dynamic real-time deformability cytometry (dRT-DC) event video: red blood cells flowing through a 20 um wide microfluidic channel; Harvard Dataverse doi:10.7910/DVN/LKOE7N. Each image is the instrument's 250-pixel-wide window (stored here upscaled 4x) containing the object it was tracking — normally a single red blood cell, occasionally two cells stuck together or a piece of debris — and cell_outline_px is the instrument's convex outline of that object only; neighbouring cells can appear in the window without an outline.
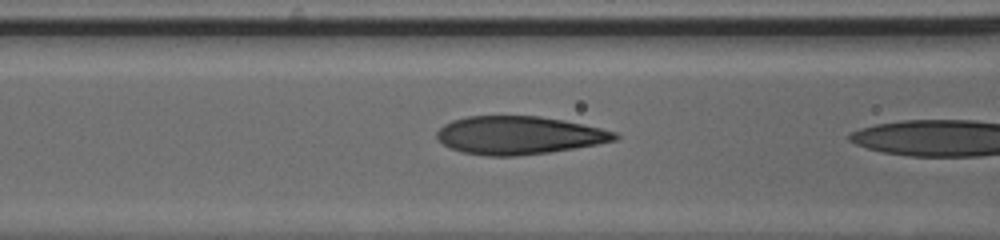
{"species": "human", "species_latin": "Homo sapiens", "temperature_condition": "cold", "stored_images_in_passage": 8, "camera_frame_rate_fps": 3000, "um_per_image_px": 0.085, "donor": {"sex": "male"}, "frame": {"image": 1, "passage_image": 3, "time_ms": 0.667, "image_size_px": [1000, 240], "cell_outline_px": [[620, 136], [616, 140], [596, 144], [548, 152], [516, 156], [488, 156], [464, 152], [448, 148], [436, 136], [436, 132], [444, 124], [452, 120], [468, 116], [540, 116], [564, 120], [584, 124], [616, 132]], "centroid_in_image_um": [44.09, 11.49], "position_along_channel_um": 122.5, "area_um2": 39.36}}
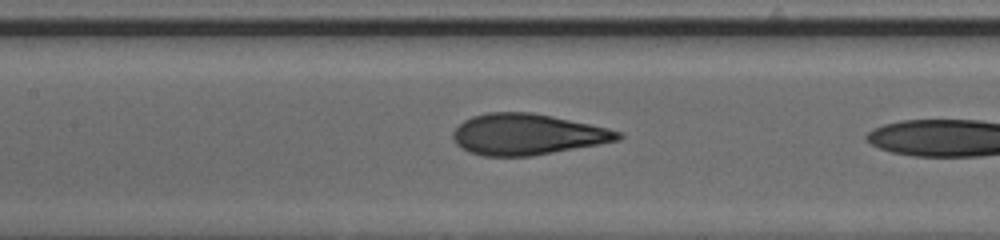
{"frame": {"image": 2, "passage_image": 6, "time_ms": 1.667, "image_size_px": [1000, 240], "cell_outline_px": [[624, 136], [620, 140], [600, 144], [532, 156], [484, 156], [468, 152], [456, 144], [452, 136], [452, 132], [464, 120], [472, 116], [488, 112], [532, 112], [552, 116], [608, 128], [624, 132]], "centroid_in_image_um": [44.83, 11.42], "position_along_channel_um": 162.6, "area_um2": 39.59}}